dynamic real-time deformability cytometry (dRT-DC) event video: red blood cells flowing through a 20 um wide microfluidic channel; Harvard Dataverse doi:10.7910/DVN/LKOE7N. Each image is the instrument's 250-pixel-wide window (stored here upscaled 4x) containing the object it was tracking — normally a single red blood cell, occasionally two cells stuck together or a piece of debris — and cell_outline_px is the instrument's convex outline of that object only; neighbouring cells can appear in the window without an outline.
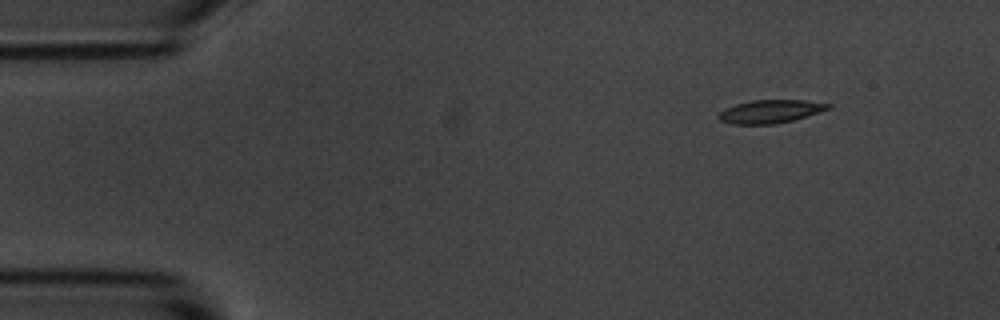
{"species": "common noctule bat (a hibernating species)", "species_latin": "Nyctalus noctula", "temperature_condition": "room temperature", "stored_images_in_passage": 5, "camera_frame_rate_fps": 3000, "um_per_image_px": 0.085, "animal": {"sex": "male", "body_mass_g": 20.1, "forearm_length_mm": 53.5}, "frame": {"image": 1, "passage_image": 1, "time_ms": 0.0, "image_size_px": [1000, 320], "cell_outline_px": [[832, 108], [792, 120], [776, 124], [732, 124], [720, 120], [716, 116], [720, 112], [736, 104], [752, 100], [804, 100], [832, 104]], "centroid_in_image_um": [65.49, 9.47], "position_along_channel_um": 19.5, "area_um2": 14.68}}
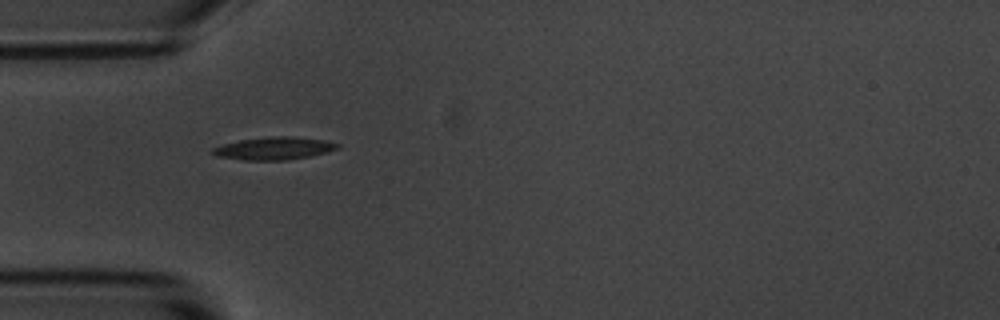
{"frame": {"image": 2, "passage_image": 4, "time_ms": 3.333, "image_size_px": [1000, 320], "cell_outline_px": [[340, 148], [328, 152], [312, 156], [288, 160], [240, 160], [216, 156], [212, 152], [212, 148], [224, 144], [240, 140], [272, 136], [292, 136], [324, 140], [340, 144]], "centroid_in_image_um": [23.33, 12.62], "position_along_channel_um": 61.7, "area_um2": 16.59}}